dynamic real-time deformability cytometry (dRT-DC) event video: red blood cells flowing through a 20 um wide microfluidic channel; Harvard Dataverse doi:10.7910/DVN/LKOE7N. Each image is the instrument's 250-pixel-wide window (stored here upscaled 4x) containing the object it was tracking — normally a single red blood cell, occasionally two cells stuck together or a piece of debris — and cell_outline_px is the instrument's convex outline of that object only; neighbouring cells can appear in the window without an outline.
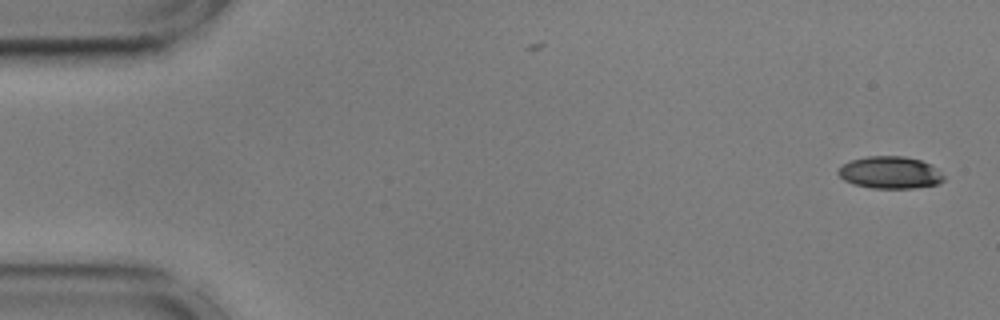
{"species": "common noctule bat (a hibernating species)", "species_latin": "Nyctalus noctula", "temperature_condition": "cold", "stored_images_in_passage": 55, "camera_frame_rate_fps": 3000, "um_per_image_px": 0.085, "animal": {"sex": "male", "body_mass_g": 17.9, "forearm_length_mm": 54.2}, "frame": {"image": 1, "passage_image": 1, "time_ms": 0.0, "image_size_px": [1000, 320], "cell_outline_px": [[944, 180], [940, 184], [912, 188], [872, 188], [852, 184], [844, 180], [836, 172], [844, 164], [852, 160], [868, 156], [904, 156], [920, 160], [932, 164], [944, 176]], "centroid_in_image_um": [75.68, 14.67], "position_along_channel_um": 9.3, "area_um2": 19.83}}
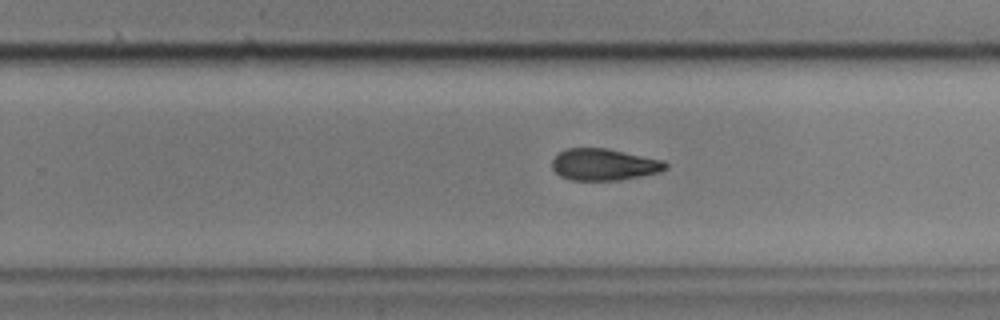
{"frame": {"image": 2, "passage_image": 34, "time_ms": 11.0, "image_size_px": [1000, 320], "cell_outline_px": [[668, 168], [660, 172], [640, 176], [616, 180], [572, 180], [560, 176], [552, 168], [552, 160], [564, 148], [608, 148], [664, 160], [668, 164]], "centroid_in_image_um": [51.36, 13.97], "position_along_channel_um": 278.4, "area_um2": 21.04}}
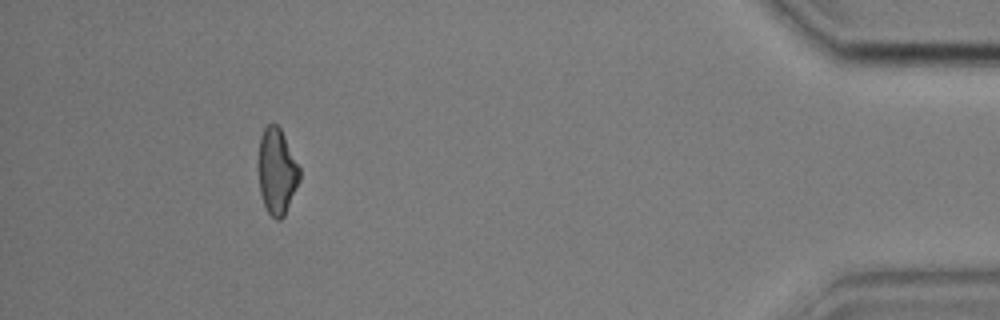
{"frame": {"image": 3, "passage_image": 50, "time_ms": 16.333, "image_size_px": [1000, 320], "cell_outline_px": [[300, 180], [284, 216], [280, 220], [276, 220], [268, 212], [264, 204], [260, 192], [256, 160], [260, 136], [264, 128], [268, 124], [276, 124], [280, 128], [300, 168]], "centroid_in_image_um": [23.5, 14.56], "position_along_channel_um": 411.7, "area_um2": 20.92}, "authors_computed_cell_mechanics": {"area_um2": 21.3282, "velocity_mm_per_s": 3.6053, "shape_relaxation_time_tau1_ms": 7.1442, "shape_relaxation_time_tau2_ms": 5.5594, "deformation_change_tau1": 0.1742, "deformation_change_tau2": 0.143}}